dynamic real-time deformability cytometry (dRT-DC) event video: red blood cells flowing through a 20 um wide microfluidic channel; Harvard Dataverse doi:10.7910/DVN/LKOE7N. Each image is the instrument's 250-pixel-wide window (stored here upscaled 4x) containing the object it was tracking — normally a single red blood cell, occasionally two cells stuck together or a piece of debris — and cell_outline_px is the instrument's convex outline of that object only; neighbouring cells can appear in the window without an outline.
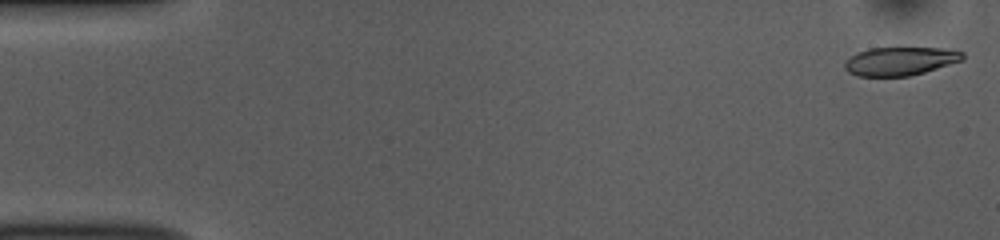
{"species": "common noctule bat (a hibernating species)", "species_latin": "Nyctalus noctula", "temperature_condition": "room temperature", "stored_images_in_passage": 52, "camera_frame_rate_fps": 3000, "um_per_image_px": 0.085, "animal": {"sex": "female", "body_mass_g": 10.0, "forearm_length_mm": 53.1}, "frame": {"image": 1, "passage_image": 1, "time_ms": 0.0, "image_size_px": [1000, 240], "cell_outline_px": [[964, 60], [924, 72], [908, 76], [856, 76], [848, 72], [844, 68], [844, 64], [852, 56], [868, 48], [940, 48], [964, 52]], "centroid_in_image_um": [76.53, 5.2], "position_along_channel_um": 8.5, "area_um2": 19.36}}
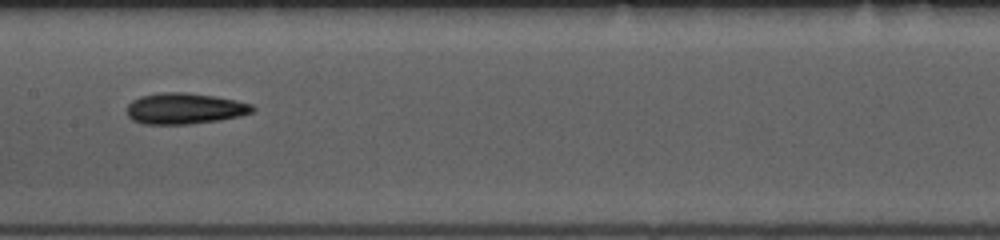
{"frame": {"image": 2, "passage_image": 26, "time_ms": 8.333, "image_size_px": [1000, 240], "cell_outline_px": [[256, 108], [252, 112], [240, 116], [216, 120], [188, 124], [144, 124], [132, 120], [128, 116], [124, 108], [132, 100], [140, 96], [160, 92], [184, 92], [212, 96], [236, 100], [252, 104]], "centroid_in_image_um": [15.64, 9.22], "position_along_channel_um": 191.8, "area_um2": 22.77}}
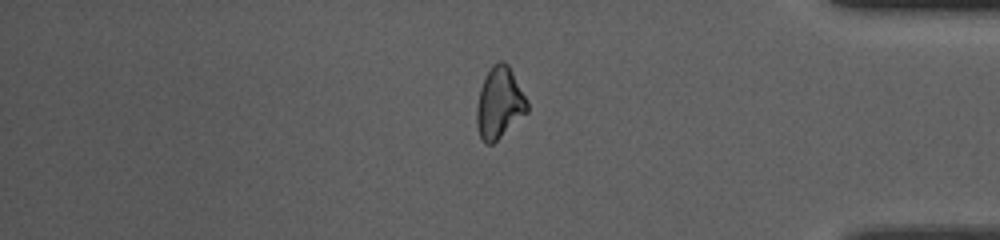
{"frame": {"image": 3, "passage_image": 44, "time_ms": 14.333, "image_size_px": [1000, 240], "cell_outline_px": [[528, 112], [492, 144], [484, 144], [480, 140], [476, 124], [476, 108], [480, 88], [492, 64], [500, 60], [504, 60], [508, 64], [528, 100]], "centroid_in_image_um": [42.44, 8.76], "position_along_channel_um": 392.8, "area_um2": 21.15}, "authors_computed_cell_mechanics": {"area_um2": 21.1837, "velocity_mm_per_s": 3.7737, "shape_relaxation_time_tau1_ms": 7.3039, "shape_relaxation_time_tau2_ms": null, "deformation_change_tau1": 0.1406, "deformation_change_tau2": null}}